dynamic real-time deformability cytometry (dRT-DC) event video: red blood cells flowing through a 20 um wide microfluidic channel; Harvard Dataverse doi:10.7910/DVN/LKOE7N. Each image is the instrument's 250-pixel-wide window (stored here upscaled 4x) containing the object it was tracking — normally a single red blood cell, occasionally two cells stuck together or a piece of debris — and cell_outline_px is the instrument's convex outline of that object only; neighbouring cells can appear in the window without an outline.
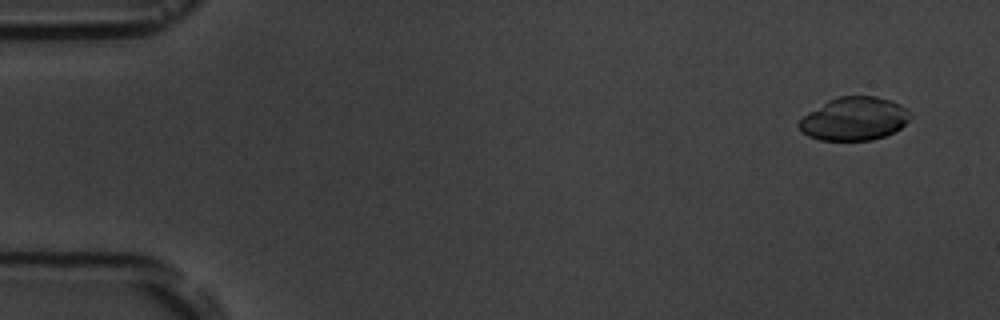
{"species": "common noctule bat (a hibernating species)", "species_latin": "Nyctalus noctula", "temperature_condition": "room temperature", "stored_images_in_passage": 5, "camera_frame_rate_fps": 3000, "um_per_image_px": 0.085, "animal": {"sex": "male", "body_mass_g": 19.5, "forearm_length_mm": 54.6}, "frame": {"image": 1, "passage_image": 1, "time_ms": 0.0, "image_size_px": [1000, 320], "cell_outline_px": [[912, 116], [900, 128], [884, 136], [872, 140], [820, 140], [808, 136], [800, 132], [796, 124], [808, 112], [828, 100], [840, 96], [876, 96], [892, 100], [900, 104], [912, 112]], "centroid_in_image_um": [72.6, 10.09], "position_along_channel_um": 12.4, "area_um2": 28.21}}